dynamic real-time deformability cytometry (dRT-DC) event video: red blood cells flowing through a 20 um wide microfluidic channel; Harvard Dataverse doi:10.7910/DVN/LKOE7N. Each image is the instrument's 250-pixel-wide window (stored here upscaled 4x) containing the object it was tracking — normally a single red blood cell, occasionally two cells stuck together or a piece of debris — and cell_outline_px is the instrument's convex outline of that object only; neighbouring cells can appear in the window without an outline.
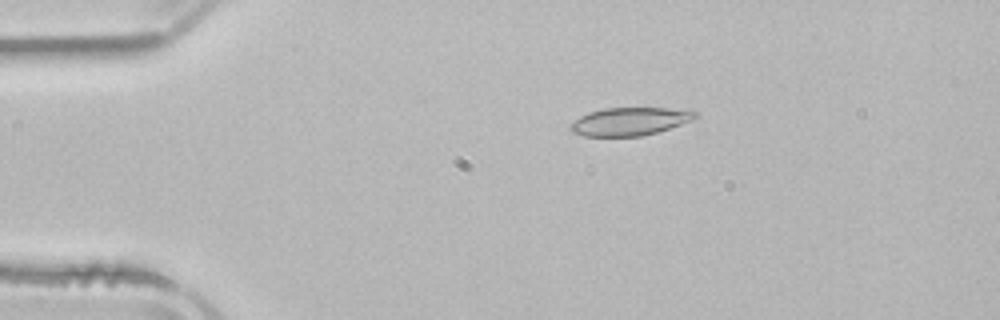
{"species": "common noctule bat (a hibernating species)", "species_latin": "Nyctalus noctula", "temperature_condition": "room temperature", "stored_images_in_passage": 4, "camera_frame_rate_fps": 3000, "um_per_image_px": 0.085, "animal": {"sex": "male", "body_mass_g": 21.5, "forearm_length_mm": 52.0}, "frame": {"image": 1, "passage_image": 3, "time_ms": 2.667, "image_size_px": [1000, 320], "cell_outline_px": [[700, 116], [692, 120], [656, 132], [640, 136], [584, 136], [572, 132], [568, 128], [568, 124], [580, 116], [588, 112], [604, 108], [668, 108], [696, 112]], "centroid_in_image_um": [53.46, 10.32], "position_along_channel_um": 31.5, "area_um2": 20.29}}